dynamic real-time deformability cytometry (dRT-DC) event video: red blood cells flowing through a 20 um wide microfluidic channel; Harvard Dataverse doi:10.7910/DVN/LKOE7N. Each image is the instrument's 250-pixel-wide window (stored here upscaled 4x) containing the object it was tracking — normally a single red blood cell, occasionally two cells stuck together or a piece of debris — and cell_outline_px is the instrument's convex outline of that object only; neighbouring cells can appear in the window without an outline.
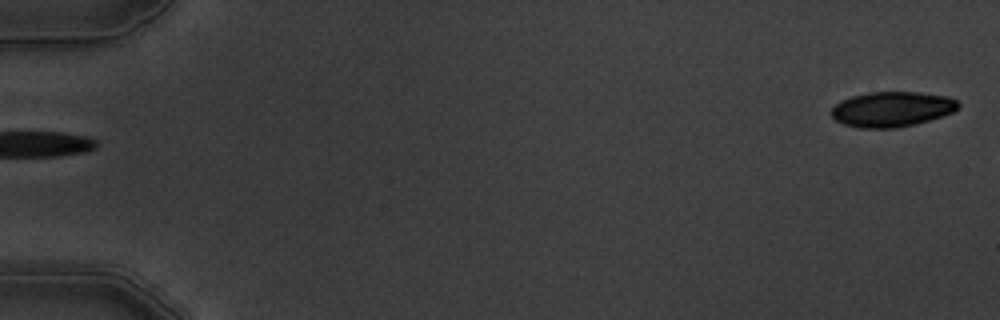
{"species": "common noctule bat (a hibernating species)", "species_latin": "Nyctalus noctula", "temperature_condition": "warm", "stored_images_in_passage": 2, "segment_of_instrument_passage": [2, 2], "camera_frame_rate_fps": 3000, "um_per_image_px": 0.085, "animal": {"sex": "male", "body_mass_g": 19.5, "forearm_length_mm": 54.6}, "frame": {"image": 1, "passage_image": 2, "time_ms": 1.333, "image_size_px": [1000, 320], "cell_outline_px": [[960, 104], [952, 112], [916, 124], [896, 128], [860, 128], [844, 124], [836, 120], [832, 116], [832, 108], [840, 100], [852, 96], [872, 92], [920, 92], [948, 96], [956, 100]], "centroid_in_image_um": [75.8, 9.28], "position_along_channel_um": 9.2, "area_um2": 25.84}}